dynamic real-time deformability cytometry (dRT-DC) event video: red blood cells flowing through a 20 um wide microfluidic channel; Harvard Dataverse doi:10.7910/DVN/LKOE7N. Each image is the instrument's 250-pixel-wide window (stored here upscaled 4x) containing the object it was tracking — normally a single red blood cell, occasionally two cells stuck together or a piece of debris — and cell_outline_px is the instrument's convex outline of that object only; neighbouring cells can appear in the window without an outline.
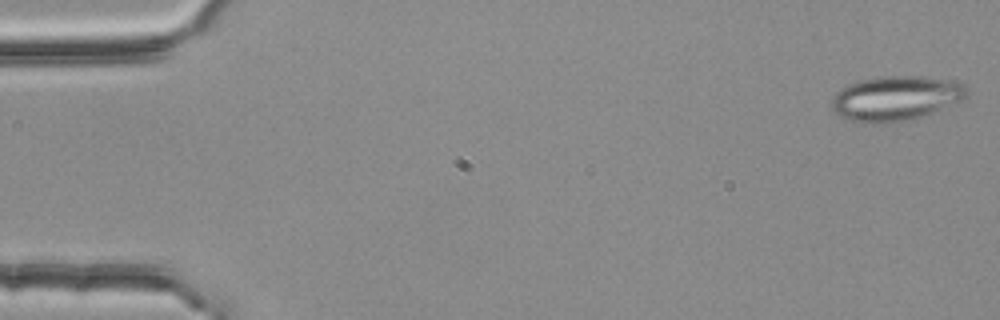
{"species": "common noctule bat (a hibernating species)", "species_latin": "Nyctalus noctula", "temperature_condition": "room temperature", "stored_images_in_passage": 4, "camera_frame_rate_fps": 3000, "um_per_image_px": 0.085, "animal": {"sex": "female", "body_mass_g": 25.1}, "frame": {"image": 1, "passage_image": 1, "time_ms": 0.0, "image_size_px": [1000, 320], "cell_outline_px": [[968, 92], [960, 100], [912, 120], [892, 124], [864, 124], [840, 116], [832, 112], [832, 96], [836, 92], [848, 84], [860, 80], [880, 76], [924, 76], [952, 80], [960, 84]], "centroid_in_image_um": [76.05, 8.37], "position_along_channel_um": 8.9, "area_um2": 35.32}}